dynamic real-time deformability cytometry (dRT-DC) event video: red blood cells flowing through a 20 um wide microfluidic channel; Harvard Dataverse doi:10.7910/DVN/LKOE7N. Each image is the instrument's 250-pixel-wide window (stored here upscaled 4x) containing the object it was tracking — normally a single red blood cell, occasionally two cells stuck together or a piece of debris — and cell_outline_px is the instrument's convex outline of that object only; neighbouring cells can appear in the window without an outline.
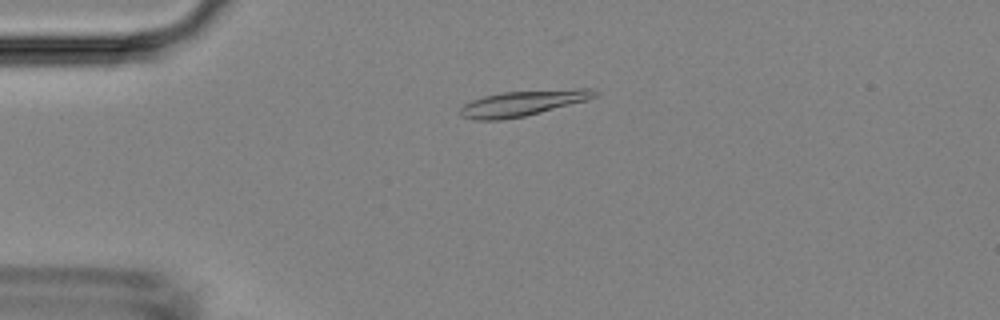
{"species": "Egyptian fruit bat (a non-hibernating species)", "species_latin": "Rousettus aegyptiacus", "temperature_condition": "room temperature", "stored_images_in_passage": 7, "camera_frame_rate_fps": 3000, "um_per_image_px": 0.085, "animal": {"sex": "female"}, "frame": {"image": 1, "passage_image": 3, "time_ms": 2.333, "image_size_px": [1000, 320], "cell_outline_px": [[600, 92], [596, 96], [588, 100], [524, 116], [500, 120], [472, 120], [460, 116], [460, 108], [464, 104], [472, 100], [484, 96], [504, 92], [572, 88], [592, 88]], "centroid_in_image_um": [44.46, 8.76], "position_along_channel_um": 40.5, "area_um2": 20.11}}
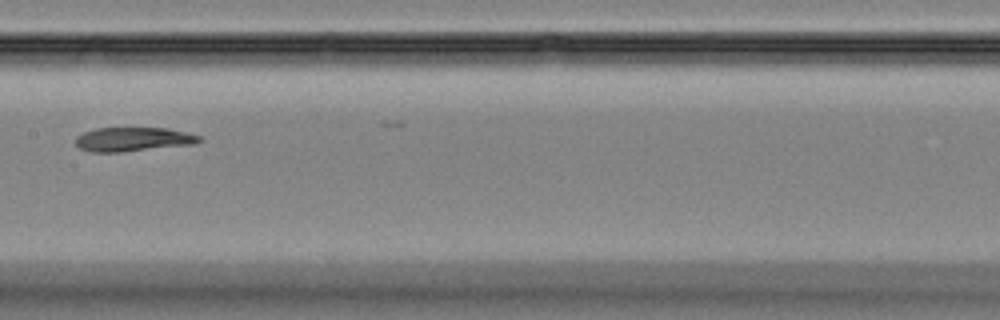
{"frame": {"image": 2, "passage_image": 7, "time_ms": 7.0, "image_size_px": [1000, 320], "cell_outline_px": [[204, 140], [192, 144], [124, 152], [88, 152], [80, 148], [76, 144], [76, 136], [84, 132], [96, 128], [168, 128], [200, 136]], "centroid_in_image_um": [11.29, 11.84], "position_along_channel_um": 196.1, "area_um2": 17.34}}